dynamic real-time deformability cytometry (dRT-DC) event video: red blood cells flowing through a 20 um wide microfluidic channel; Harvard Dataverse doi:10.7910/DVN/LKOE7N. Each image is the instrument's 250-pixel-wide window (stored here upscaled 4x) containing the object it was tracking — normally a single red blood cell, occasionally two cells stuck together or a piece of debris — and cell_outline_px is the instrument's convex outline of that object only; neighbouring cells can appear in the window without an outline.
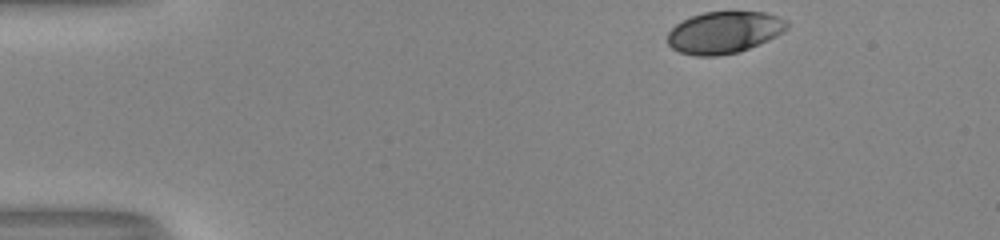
{"species": "human", "species_latin": "Homo sapiens", "temperature_condition": "room temperature", "stored_images_in_passage": 38, "camera_frame_rate_fps": 3000, "um_per_image_px": 0.085, "donor": {"sex": "male"}, "frame": {"image": 1, "passage_image": 1, "time_ms": 0.0, "image_size_px": [1000, 240], "cell_outline_px": [[788, 28], [784, 32], [768, 40], [748, 48], [736, 52], [716, 56], [696, 56], [680, 52], [672, 48], [668, 44], [668, 32], [680, 20], [704, 12], [764, 12], [788, 20]], "centroid_in_image_um": [61.54, 2.75], "position_along_channel_um": 23.5, "area_um2": 29.07}}
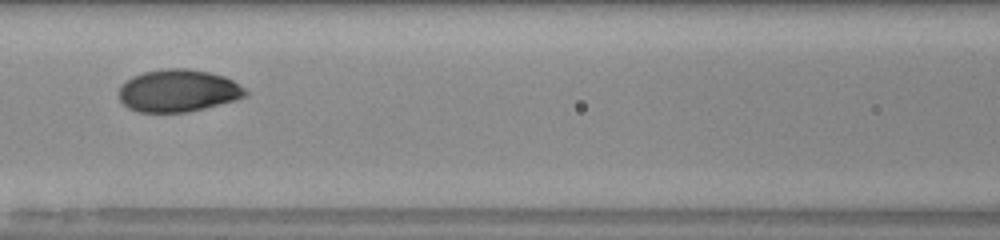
{"frame": {"image": 2, "passage_image": 18, "time_ms": 5.667, "image_size_px": [1000, 240], "cell_outline_px": [[248, 92], [244, 96], [232, 100], [204, 108], [188, 112], [140, 112], [128, 108], [120, 100], [120, 88], [132, 76], [144, 72], [168, 68], [188, 68], [208, 72], [224, 76], [232, 80], [244, 88]], "centroid_in_image_um": [15.13, 7.7], "position_along_channel_um": 151.5, "area_um2": 30.81}}
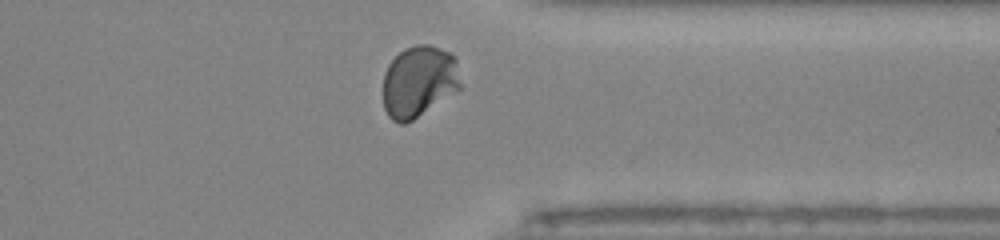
{"frame": {"image": 3, "passage_image": 35, "time_ms": 11.333, "image_size_px": [1000, 240], "cell_outline_px": [[460, 88], [412, 120], [404, 124], [400, 124], [392, 120], [388, 116], [384, 108], [384, 72], [388, 64], [404, 48], [416, 44], [428, 44], [448, 52], [456, 56], [460, 84]], "centroid_in_image_um": [35.58, 6.91], "position_along_channel_um": 375.8, "area_um2": 32.08}, "authors_computed_cell_mechanics": {"area_um2": 30.923, "velocity_mm_per_s": 4.0065, "shape_relaxation_time_tau1_ms": 5.1516, "shape_relaxation_time_tau2_ms": null, "deformation_change_tau1": 0.166, "deformation_change_tau2": null}}